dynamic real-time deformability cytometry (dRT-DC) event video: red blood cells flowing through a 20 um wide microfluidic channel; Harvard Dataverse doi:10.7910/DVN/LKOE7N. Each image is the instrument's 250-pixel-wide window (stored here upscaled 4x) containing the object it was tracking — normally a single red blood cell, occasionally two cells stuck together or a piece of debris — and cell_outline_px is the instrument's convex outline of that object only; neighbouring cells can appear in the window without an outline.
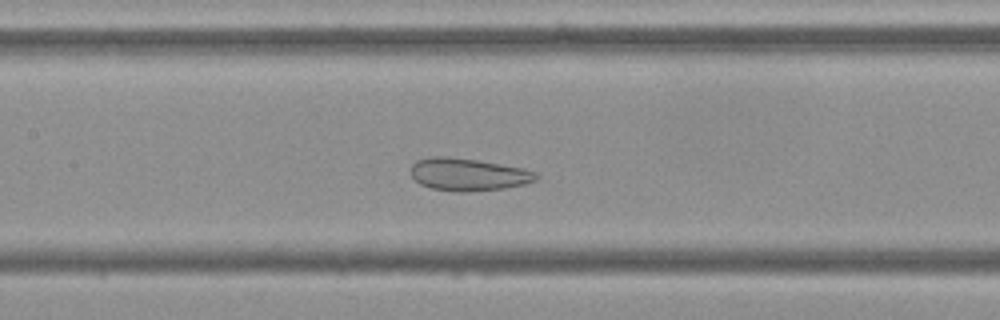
{"species": "Egyptian fruit bat (a non-hibernating species)", "species_latin": "Rousettus aegyptiacus", "temperature_condition": "cold", "stored_images_in_passage": 52, "camera_frame_rate_fps": 3000, "um_per_image_px": 0.085, "frame": {"image": 1, "passage_image": 23, "time_ms": 7.333, "image_size_px": [1000, 320], "cell_outline_px": [[540, 176], [536, 180], [524, 184], [504, 188], [464, 192], [460, 192], [432, 188], [420, 184], [412, 176], [412, 164], [416, 160], [432, 156], [444, 156], [476, 160], [524, 168], [536, 172]], "centroid_in_image_um": [39.81, 14.82], "position_along_channel_um": 167.6, "area_um2": 23.58}}
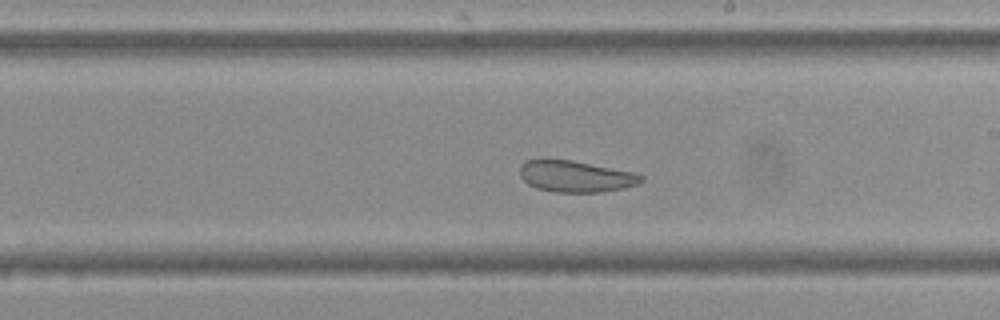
{"frame": {"image": 2, "passage_image": 29, "time_ms": 9.333, "image_size_px": [1000, 320], "cell_outline_px": [[644, 180], [636, 184], [620, 188], [600, 192], [556, 192], [536, 188], [528, 184], [520, 176], [520, 164], [528, 160], [572, 160], [636, 172], [644, 176]], "centroid_in_image_um": [48.94, 14.99], "position_along_channel_um": 240.1, "area_um2": 22.08}}
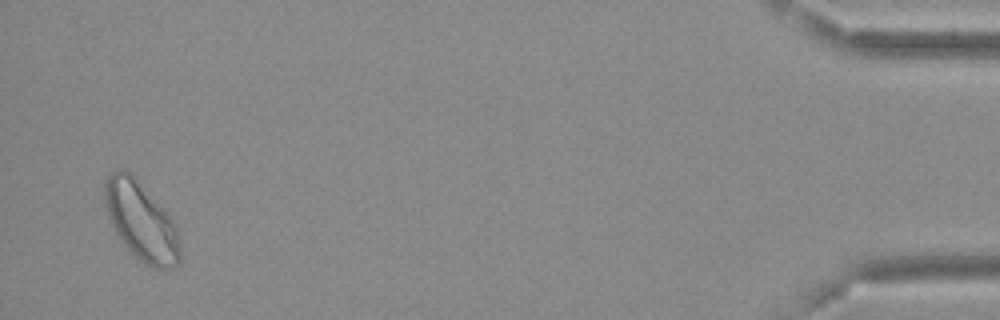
{"frame": {"image": 3, "passage_image": 51, "time_ms": 16.667, "image_size_px": [1000, 320], "cell_outline_px": [[180, 264], [172, 268], [152, 268], [140, 260], [120, 240], [112, 224], [104, 204], [104, 184], [108, 176], [112, 172], [124, 168], [132, 176], [172, 220], [176, 228], [180, 248]], "centroid_in_image_um": [11.98, 18.85], "position_along_channel_um": 423.2, "area_um2": 33.41}, "authors_computed_cell_mechanics": {"area_um2": 27.9174, "velocity_mm_per_s": 3.6408, "shape_relaxation_time_tau1_ms": null, "shape_relaxation_time_tau2_ms": 0.8159, "deformation_change_tau1": null, "deformation_change_tau2": 0.0761}}